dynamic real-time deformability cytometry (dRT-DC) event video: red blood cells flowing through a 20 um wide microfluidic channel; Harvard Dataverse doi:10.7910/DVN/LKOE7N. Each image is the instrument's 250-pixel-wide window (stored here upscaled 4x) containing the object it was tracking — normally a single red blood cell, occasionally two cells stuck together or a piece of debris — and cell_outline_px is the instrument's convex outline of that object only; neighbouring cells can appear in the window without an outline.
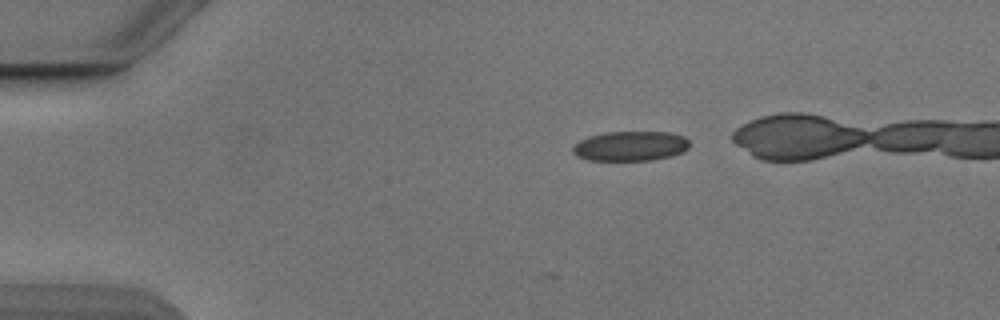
{"species": "Egyptian fruit bat (a non-hibernating species)", "species_latin": "Rousettus aegyptiacus", "temperature_condition": "cold", "stored_images_in_passage": 5, "camera_frame_rate_fps": 3000, "um_per_image_px": 0.085, "animal": {"sex": "male"}, "frame": {"image": 1, "passage_image": 1, "time_ms": 0.0, "image_size_px": [1000, 320], "cell_outline_px": [[688, 148], [684, 152], [672, 156], [652, 160], [588, 160], [576, 156], [572, 152], [572, 144], [588, 136], [604, 132], [668, 132], [684, 136], [688, 140]], "centroid_in_image_um": [53.56, 12.41], "position_along_channel_um": 31.4, "area_um2": 20.46}}